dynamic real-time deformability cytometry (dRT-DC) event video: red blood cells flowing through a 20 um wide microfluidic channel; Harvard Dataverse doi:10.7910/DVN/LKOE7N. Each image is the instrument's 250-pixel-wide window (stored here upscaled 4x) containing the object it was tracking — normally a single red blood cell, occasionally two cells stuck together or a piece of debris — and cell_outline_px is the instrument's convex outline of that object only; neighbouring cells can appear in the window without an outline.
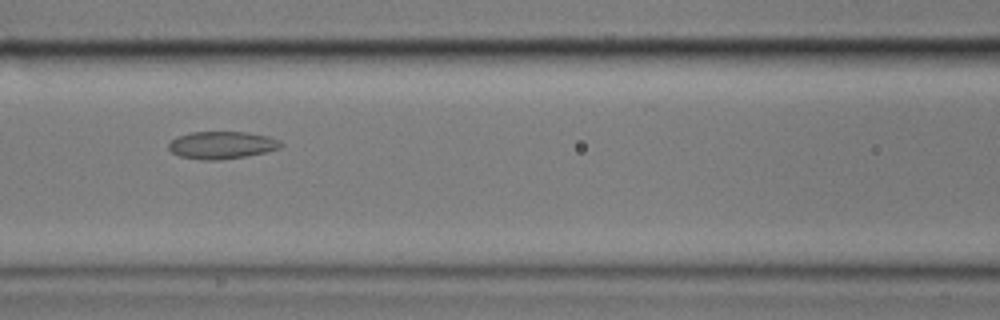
{"species": "common noctule bat (a hibernating species)", "species_latin": "Nyctalus noctula", "temperature_condition": "cold", "stored_images_in_passage": 7, "camera_frame_rate_fps": 3000, "um_per_image_px": 0.085, "animal": {"sex": "male", "body_mass_g": 17.9}, "frame": {"image": 1, "passage_image": 3, "time_ms": 2.333, "image_size_px": [1000, 320], "cell_outline_px": [[284, 144], [280, 148], [264, 152], [244, 156], [216, 160], [204, 160], [180, 156], [172, 152], [168, 148], [168, 144], [176, 136], [192, 132], [248, 132], [268, 136], [280, 140]], "centroid_in_image_um": [18.86, 12.32], "position_along_channel_um": 147.7, "area_um2": 17.86}}
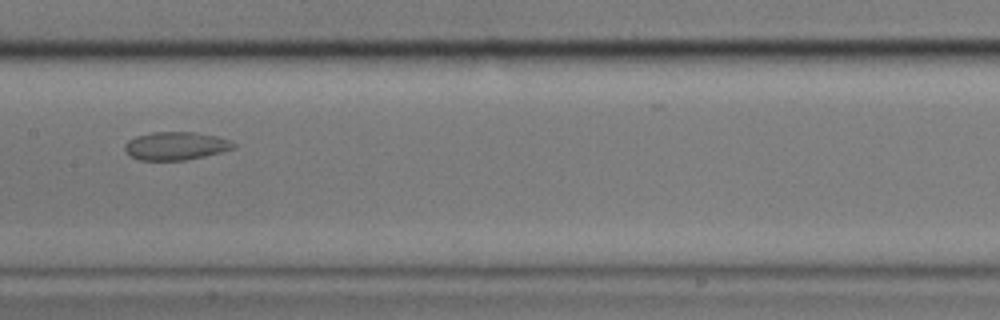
{"frame": {"image": 2, "passage_image": 4, "time_ms": 3.667, "image_size_px": [1000, 320], "cell_outline_px": [[236, 148], [204, 156], [184, 160], [140, 160], [124, 152], [124, 144], [128, 140], [136, 136], [152, 132], [192, 132], [216, 136], [228, 140], [236, 144]], "centroid_in_image_um": [14.91, 12.4], "position_along_channel_um": 192.5, "area_um2": 17.74}}
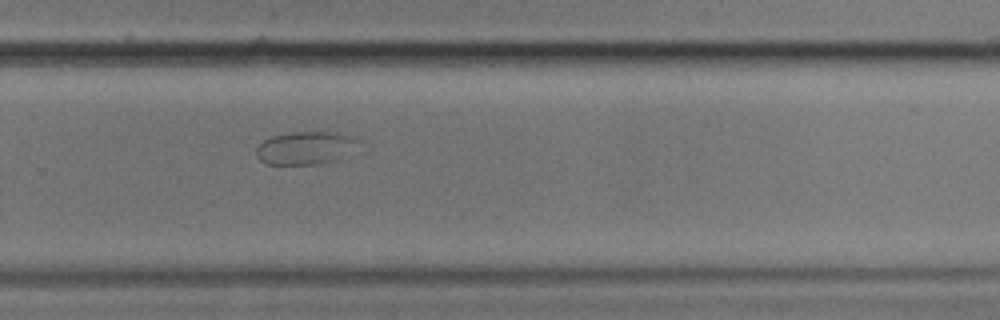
{"frame": {"image": 3, "passage_image": 7, "time_ms": 7.0, "image_size_px": [1000, 320], "cell_outline_px": [[360, 140], [332, 160], [320, 164], [264, 164], [256, 156], [256, 148], [264, 140], [272, 136], [288, 132], [332, 132], [348, 136]], "centroid_in_image_um": [25.79, 12.57], "position_along_channel_um": 304.0, "area_um2": 18.79}}